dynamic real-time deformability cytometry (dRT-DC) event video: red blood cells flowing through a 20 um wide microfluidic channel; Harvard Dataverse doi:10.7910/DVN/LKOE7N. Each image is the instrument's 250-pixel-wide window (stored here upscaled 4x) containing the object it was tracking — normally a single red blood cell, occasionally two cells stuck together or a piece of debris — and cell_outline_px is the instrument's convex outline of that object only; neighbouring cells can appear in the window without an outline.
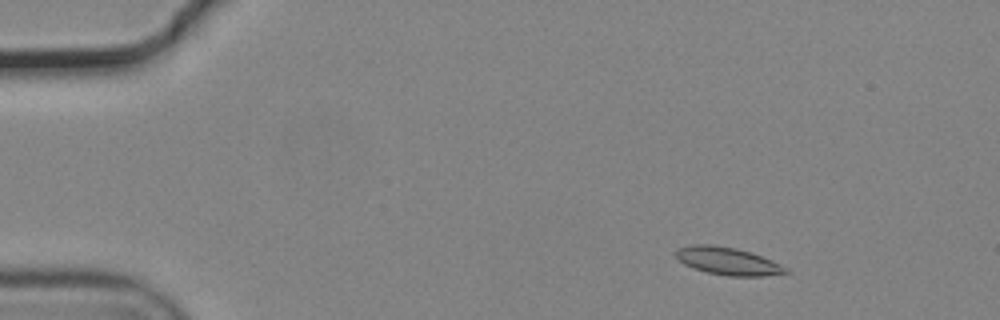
{"species": "common noctule bat (a hibernating species)", "species_latin": "Nyctalus noctula", "temperature_condition": "cold", "stored_images_in_passage": 54, "camera_frame_rate_fps": 3000, "um_per_image_px": 0.085, "animal": {"sex": "male", "body_mass_g": 19.2, "forearm_length_mm": 51.8}, "frame": {"image": 1, "passage_image": 6, "time_ms": 1.667, "image_size_px": [1000, 320], "cell_outline_px": [[792, 272], [764, 276], [728, 276], [708, 272], [692, 268], [684, 264], [676, 256], [676, 248], [692, 244], [712, 244], [736, 248], [752, 252], [772, 260], [788, 268]], "centroid_in_image_um": [61.88, 22.18], "position_along_channel_um": 23.1, "area_um2": 17.86}}
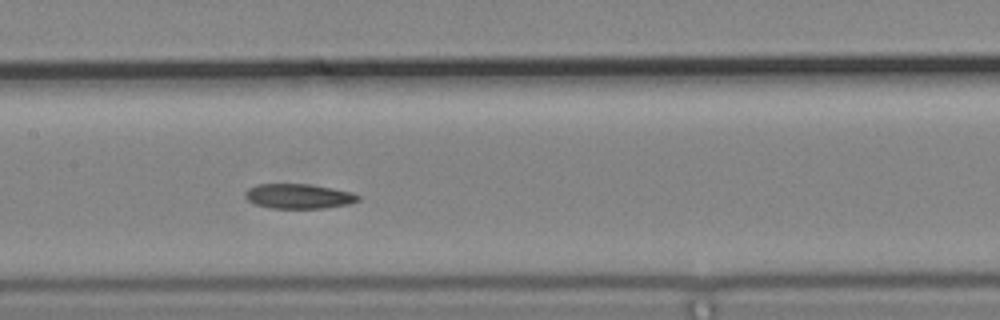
{"frame": {"image": 2, "passage_image": 26, "time_ms": 8.333, "image_size_px": [1000, 320], "cell_outline_px": [[360, 200], [348, 204], [324, 208], [272, 208], [256, 204], [248, 200], [244, 196], [244, 192], [248, 188], [256, 184], [308, 184], [332, 188], [352, 192], [360, 196]], "centroid_in_image_um": [25.38, 16.67], "position_along_channel_um": 182.0, "area_um2": 16.3}}
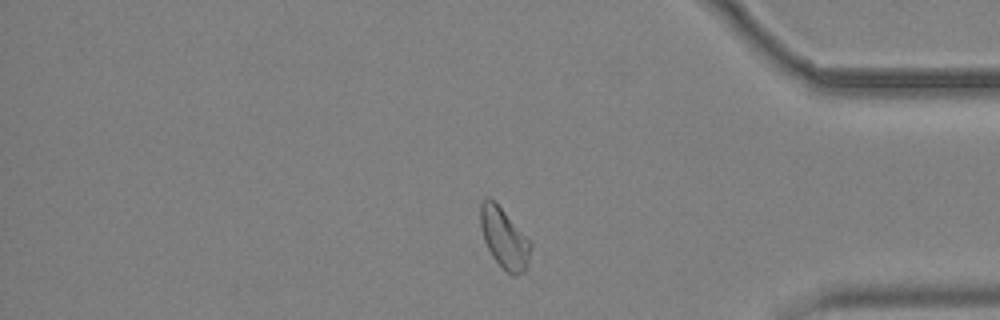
{"frame": {"image": 3, "passage_image": 45, "time_ms": 14.667, "image_size_px": [1000, 320], "cell_outline_px": [[532, 248], [528, 268], [516, 276], [512, 276], [492, 256], [484, 240], [480, 228], [480, 204], [488, 196], [504, 212], [532, 244]], "centroid_in_image_um": [42.86, 20.29], "position_along_channel_um": 392.3, "area_um2": 17.28}, "authors_computed_cell_mechanics": {"area_um2": 17.4845, "velocity_mm_per_s": 3.6855, "shape_relaxation_time_tau1_ms": null, "shape_relaxation_time_tau2_ms": 10.1365, "deformation_change_tau1": null, "deformation_change_tau2": 0.1251}}